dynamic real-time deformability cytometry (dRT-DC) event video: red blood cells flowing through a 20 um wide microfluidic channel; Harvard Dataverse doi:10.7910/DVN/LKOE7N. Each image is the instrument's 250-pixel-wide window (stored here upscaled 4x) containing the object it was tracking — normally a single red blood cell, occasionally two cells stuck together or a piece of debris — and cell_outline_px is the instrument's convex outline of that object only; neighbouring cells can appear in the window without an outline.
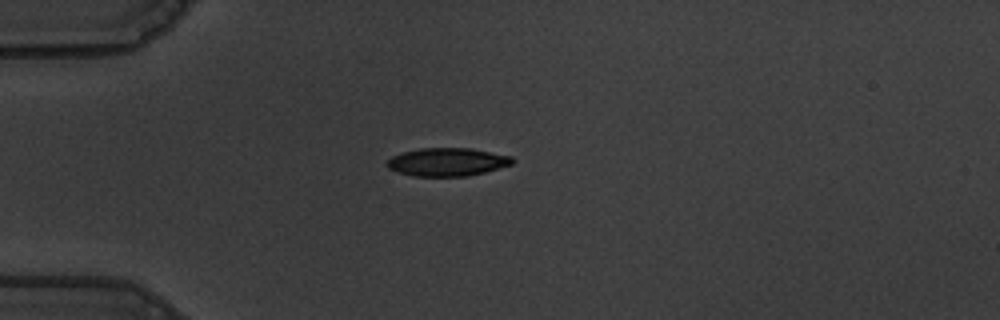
{"species": "common noctule bat (a hibernating species)", "species_latin": "Nyctalus noctula", "temperature_condition": "warm", "stored_images_in_passage": 42, "camera_frame_rate_fps": 3000, "um_per_image_px": 0.085, "animal": {"sex": "male", "body_mass_g": 19.5, "forearm_length_mm": 54.6}, "frame": {"image": 1, "passage_image": 1, "time_ms": 0.0, "image_size_px": [1000, 320], "cell_outline_px": [[516, 160], [512, 164], [484, 172], [468, 176], [412, 176], [388, 168], [384, 164], [392, 156], [404, 152], [420, 148], [468, 148], [512, 156]], "centroid_in_image_um": [38.01, 13.77], "position_along_channel_um": 47.0, "area_um2": 20.46}}
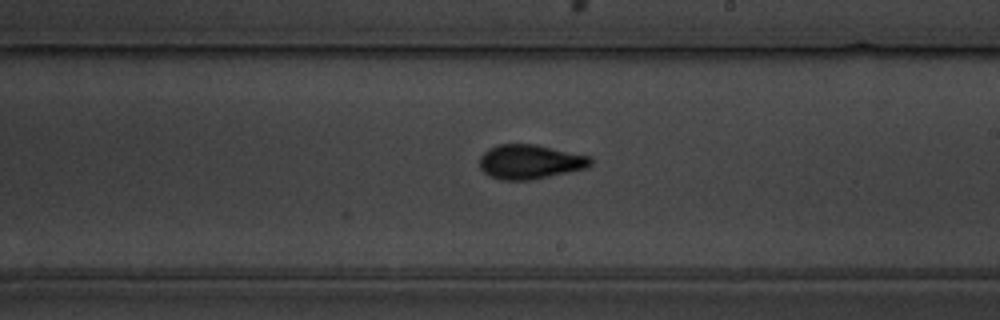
{"frame": {"image": 2, "passage_image": 19, "time_ms": 6.0, "image_size_px": [1000, 320], "cell_outline_px": [[592, 164], [588, 168], [532, 180], [500, 180], [488, 176], [480, 168], [480, 156], [488, 148], [496, 144], [536, 144], [592, 156]], "centroid_in_image_um": [45.07, 13.75], "position_along_channel_um": 243.9, "area_um2": 22.66}}
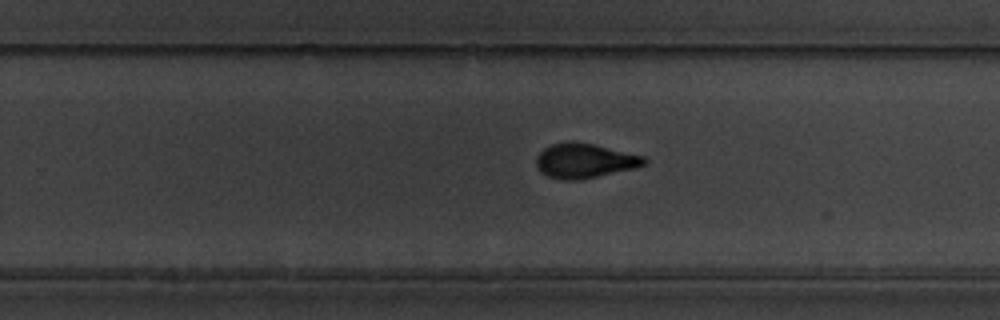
{"frame": {"image": 3, "passage_image": 22, "time_ms": 7.0, "image_size_px": [1000, 320], "cell_outline_px": [[648, 160], [644, 164], [636, 168], [580, 180], [564, 180], [548, 176], [540, 172], [536, 164], [536, 156], [544, 148], [552, 144], [568, 140], [572, 140], [592, 144], [644, 156]], "centroid_in_image_um": [49.67, 13.66], "position_along_channel_um": 280.1, "area_um2": 21.85}, "authors_computed_cell_mechanics": {"area_um2": 21.4149, "velocity_mm_per_s": 3.6232, "shape_relaxation_time_tau1_ms": 3.6037, "shape_relaxation_time_tau2_ms": 1.8234, "deformation_change_tau1": 0.1988, "deformation_change_tau2": 0.0871}}